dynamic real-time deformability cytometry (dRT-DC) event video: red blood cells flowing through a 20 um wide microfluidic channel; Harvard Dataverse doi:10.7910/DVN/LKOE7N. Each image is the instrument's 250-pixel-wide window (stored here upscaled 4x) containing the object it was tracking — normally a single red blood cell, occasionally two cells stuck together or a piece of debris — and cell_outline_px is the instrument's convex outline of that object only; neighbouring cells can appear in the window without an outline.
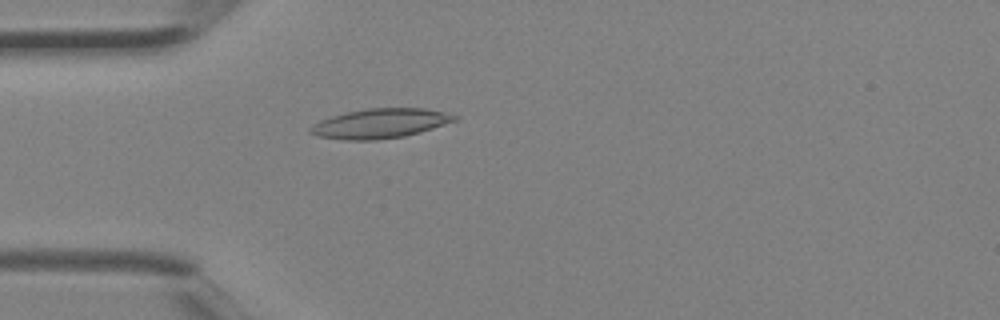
{"species": "Egyptian fruit bat (a non-hibernating species)", "species_latin": "Rousettus aegyptiacus", "temperature_condition": "room temperature", "stored_images_in_passage": 2, "camera_frame_rate_fps": 3000, "um_per_image_px": 0.085, "animal": {"sex": "female"}, "frame": {"image": 1, "passage_image": 2, "time_ms": 0.333, "image_size_px": [1000, 320], "cell_outline_px": [[460, 116], [456, 120], [420, 132], [404, 136], [376, 140], [344, 140], [316, 136], [308, 132], [308, 128], [312, 124], [320, 120], [332, 116], [348, 112], [368, 108], [424, 108], [444, 112]], "centroid_in_image_um": [32.27, 10.5], "position_along_channel_um": 52.7, "area_um2": 24.85}}